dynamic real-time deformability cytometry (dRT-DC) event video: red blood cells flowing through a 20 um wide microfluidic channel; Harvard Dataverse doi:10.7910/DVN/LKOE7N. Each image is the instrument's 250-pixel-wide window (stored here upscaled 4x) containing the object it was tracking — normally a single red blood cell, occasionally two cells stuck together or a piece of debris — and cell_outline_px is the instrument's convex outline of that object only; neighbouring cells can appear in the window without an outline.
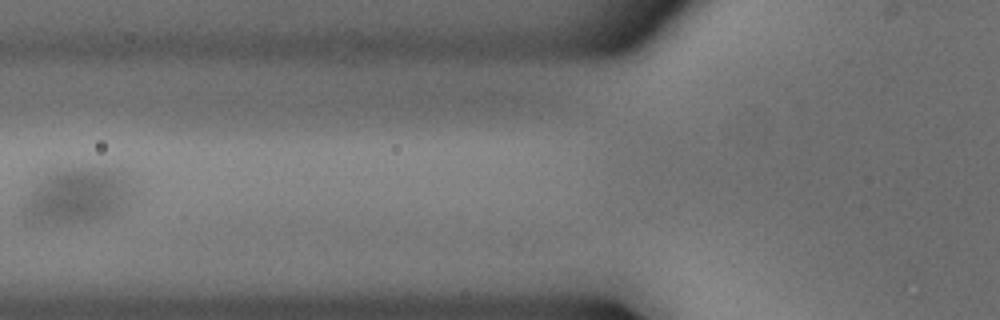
{"species": "common noctule bat (a hibernating species)", "species_latin": "Nyctalus noctula", "temperature_condition": "cold", "stored_images_in_passage": 6, "camera_frame_rate_fps": 3000, "um_per_image_px": 0.085, "animal": {"sex": "male", "body_mass_g": 18.8}, "frame": {"image": 1, "passage_image": 6, "time_ms": 1.667, "image_size_px": [1000, 320], "cell_outline_px": [[136, 196], [128, 208], [120, 216], [108, 220], [72, 224], [24, 224], [16, 208], [40, 180], [56, 172], [88, 168], [108, 172], [128, 184], [132, 188]], "centroid_in_image_um": [6.48, 16.86], "position_along_channel_um": 119.3, "area_um2": 36.24}}